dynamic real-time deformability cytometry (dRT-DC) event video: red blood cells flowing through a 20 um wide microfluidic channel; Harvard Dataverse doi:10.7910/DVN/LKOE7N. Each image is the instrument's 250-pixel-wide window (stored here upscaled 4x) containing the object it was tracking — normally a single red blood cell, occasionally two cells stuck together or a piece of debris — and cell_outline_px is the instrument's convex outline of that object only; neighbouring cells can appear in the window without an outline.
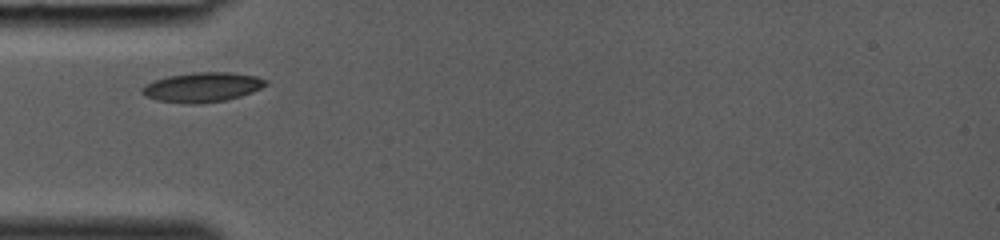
{"species": "common noctule bat (a hibernating species)", "species_latin": "Nyctalus noctula", "temperature_condition": "room temperature", "stored_images_in_passage": 22, "camera_frame_rate_fps": 3000, "um_per_image_px": 0.085, "animal": {"sex": "female", "body_mass_g": 19.0, "forearm_length_mm": 53.3}, "frame": {"image": 1, "passage_image": 1, "time_ms": 0.0, "image_size_px": [1000, 240], "cell_outline_px": [[268, 84], [252, 92], [240, 96], [224, 100], [200, 104], [184, 104], [156, 100], [144, 96], [140, 92], [140, 88], [144, 84], [152, 80], [168, 76], [192, 72], [232, 72], [256, 76], [268, 80]], "centroid_in_image_um": [17.14, 7.41], "position_along_channel_um": 67.9, "area_um2": 21.73}}
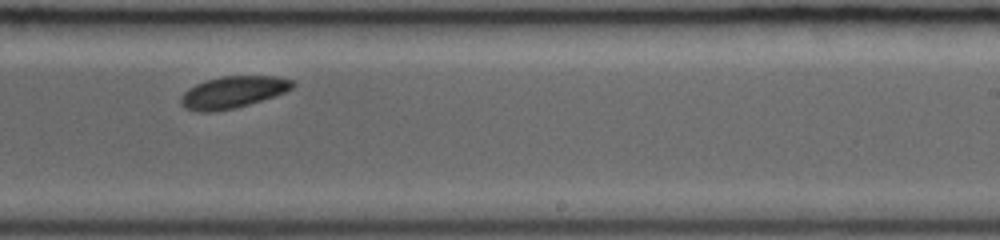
{"frame": {"image": 2, "passage_image": 13, "time_ms": 4.0, "image_size_px": [1000, 240], "cell_outline_px": [[296, 84], [292, 88], [284, 92], [236, 108], [212, 112], [200, 112], [184, 108], [180, 104], [180, 96], [188, 88], [204, 80], [220, 76], [276, 76], [292, 80]], "centroid_in_image_um": [19.74, 7.83], "position_along_channel_um": 269.3, "area_um2": 20.75}}
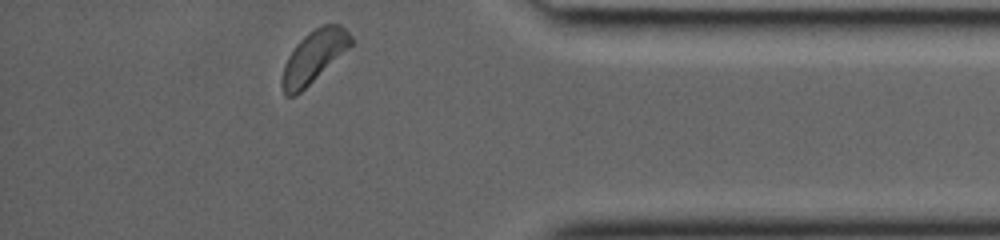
{"frame": {"image": 3, "passage_image": 22, "time_ms": 7.0, "image_size_px": [1000, 240], "cell_outline_px": [[352, 44], [348, 48], [296, 96], [284, 96], [280, 84], [280, 80], [284, 64], [288, 56], [296, 44], [304, 36], [316, 28], [324, 24], [340, 24], [352, 36]], "centroid_in_image_um": [26.62, 4.84], "position_along_channel_um": 408.6, "area_um2": 20.63}}